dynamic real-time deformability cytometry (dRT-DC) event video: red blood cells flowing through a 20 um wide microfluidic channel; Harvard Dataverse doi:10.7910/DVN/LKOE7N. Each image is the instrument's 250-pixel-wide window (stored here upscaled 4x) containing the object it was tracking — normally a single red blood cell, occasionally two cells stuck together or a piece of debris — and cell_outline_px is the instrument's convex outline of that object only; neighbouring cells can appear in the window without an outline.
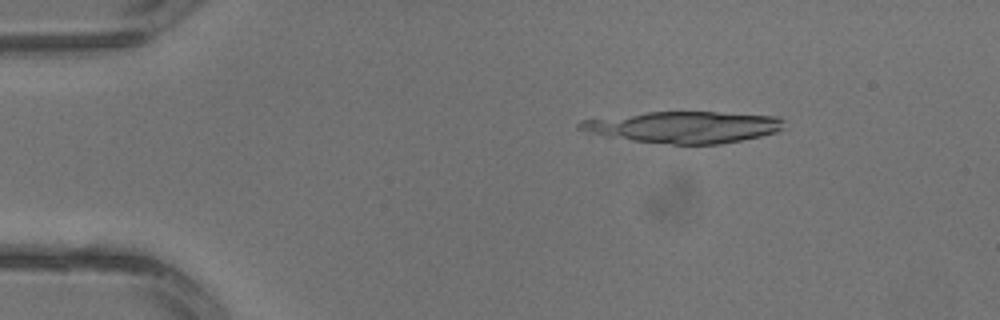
{"species": "common noctule bat (a hibernating species)", "species_latin": "Nyctalus noctula", "temperature_condition": "warm", "stored_images_in_passage": 3, "camera_frame_rate_fps": 3000, "um_per_image_px": 0.085, "animal": {"sex": "male", "body_mass_g": 13.3}, "frame": {"image": 1, "passage_image": 1, "time_ms": 0.0, "image_size_px": [1000, 320], "cell_outline_px": [[784, 128], [776, 132], [760, 136], [720, 144], [672, 144], [632, 140], [608, 136], [576, 128], [576, 124], [580, 120], [648, 112], [716, 112], [776, 116], [784, 120]], "centroid_in_image_um": [58.15, 10.79], "position_along_channel_um": 26.8, "area_um2": 37.11}}